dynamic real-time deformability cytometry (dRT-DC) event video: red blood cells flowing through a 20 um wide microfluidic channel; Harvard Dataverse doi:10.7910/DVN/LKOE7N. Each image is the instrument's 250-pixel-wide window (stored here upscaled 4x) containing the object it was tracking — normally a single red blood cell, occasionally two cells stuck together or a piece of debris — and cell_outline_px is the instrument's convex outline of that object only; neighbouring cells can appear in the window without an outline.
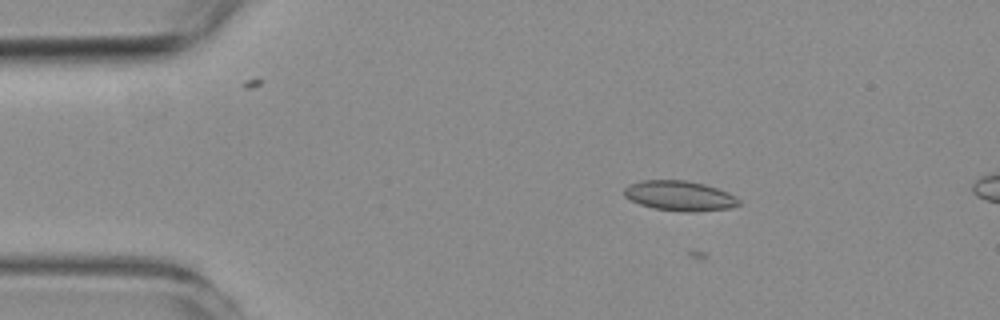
{"species": "common noctule bat (a hibernating species)", "species_latin": "Nyctalus noctula", "temperature_condition": "room temperature", "stored_images_in_passage": 23, "camera_frame_rate_fps": 3000, "um_per_image_px": 0.085, "animal": {"sex": "female", "body_mass_g": 19.3, "forearm_length_mm": 54.1}, "frame": {"image": 1, "passage_image": 11, "time_ms": 3.333, "image_size_px": [1000, 320], "cell_outline_px": [[740, 204], [728, 208], [692, 212], [680, 212], [652, 208], [640, 204], [624, 196], [624, 188], [628, 184], [644, 180], [684, 180], [704, 184], [728, 192], [736, 196], [740, 200]], "centroid_in_image_um": [57.76, 16.64], "position_along_channel_um": 27.2, "area_um2": 20.06}}